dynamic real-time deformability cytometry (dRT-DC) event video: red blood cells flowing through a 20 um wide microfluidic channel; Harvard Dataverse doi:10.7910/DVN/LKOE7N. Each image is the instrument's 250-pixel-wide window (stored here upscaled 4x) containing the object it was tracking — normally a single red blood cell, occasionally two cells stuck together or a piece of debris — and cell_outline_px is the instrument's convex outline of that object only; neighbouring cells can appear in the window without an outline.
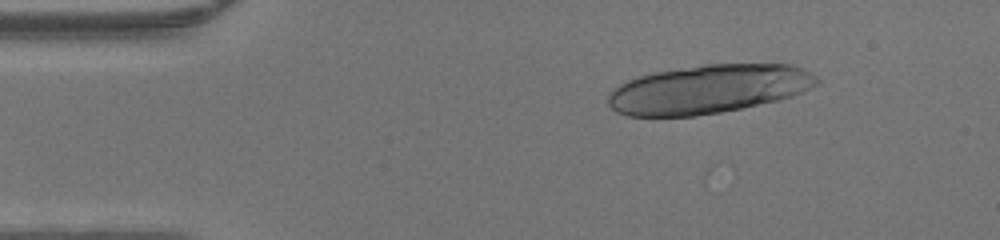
{"species": "human", "species_latin": "Homo sapiens", "temperature_condition": "warm", "stored_images_in_passage": 34, "camera_frame_rate_fps": 3000, "um_per_image_px": 0.085, "donor": {"sex": "male"}, "frame": {"image": 1, "passage_image": 6, "time_ms": 1.667, "image_size_px": [1000, 240], "cell_outline_px": [[820, 84], [792, 96], [776, 100], [740, 108], [720, 112], [696, 116], [628, 116], [616, 112], [608, 104], [608, 92], [612, 88], [628, 80], [640, 76], [656, 72], [704, 64], [792, 64], [804, 68], [812, 72], [820, 80]], "centroid_in_image_um": [60.23, 7.57], "position_along_channel_um": 24.8, "area_um2": 59.3}}